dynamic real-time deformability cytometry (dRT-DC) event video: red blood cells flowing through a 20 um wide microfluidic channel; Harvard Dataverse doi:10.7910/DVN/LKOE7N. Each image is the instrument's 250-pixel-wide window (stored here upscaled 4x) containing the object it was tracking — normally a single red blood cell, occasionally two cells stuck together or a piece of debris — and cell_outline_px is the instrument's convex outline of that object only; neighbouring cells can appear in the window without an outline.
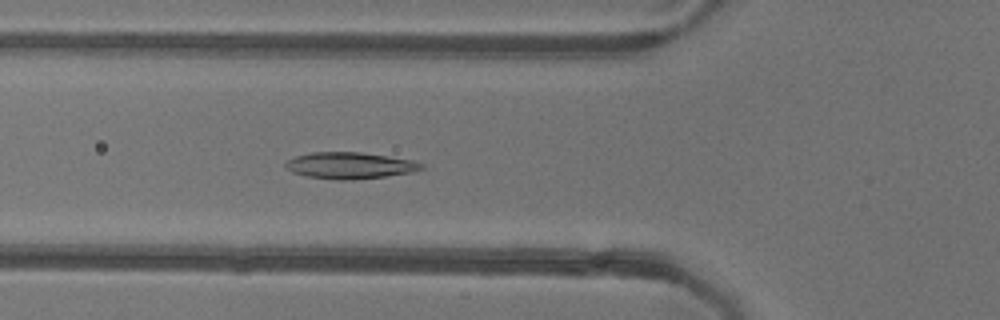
{"species": "common noctule bat (a hibernating species)", "species_latin": "Nyctalus noctula", "temperature_condition": "warm", "stored_images_in_passage": 53, "camera_frame_rate_fps": 3000, "um_per_image_px": 0.085, "animal": {"sex": "female"}, "frame": {"image": 1, "passage_image": 18, "time_ms": 5.667, "image_size_px": [1000, 320], "cell_outline_px": [[424, 168], [412, 172], [384, 176], [348, 180], [336, 180], [308, 176], [292, 172], [284, 164], [288, 160], [296, 156], [312, 152], [360, 152], [388, 156], [412, 160], [424, 164]], "centroid_in_image_um": [29.75, 14.06], "position_along_channel_um": 96.1, "area_um2": 20.75}}
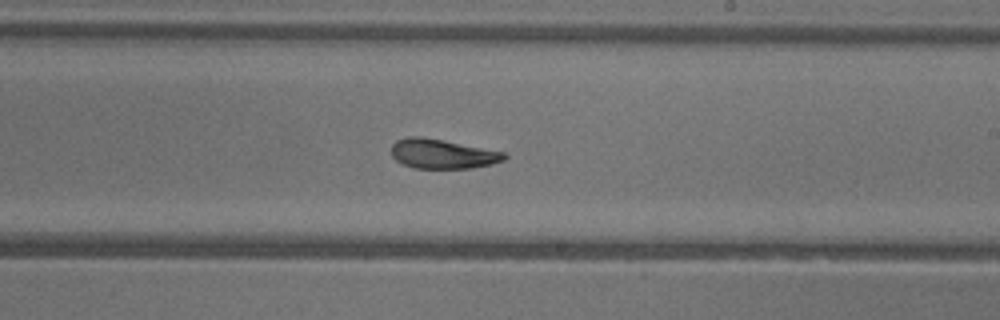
{"frame": {"image": 2, "passage_image": 30, "time_ms": 9.667, "image_size_px": [1000, 320], "cell_outline_px": [[508, 156], [504, 160], [492, 164], [472, 168], [412, 168], [396, 160], [392, 156], [392, 144], [396, 140], [408, 136], [420, 136], [444, 140], [504, 152]], "centroid_in_image_um": [37.6, 13.07], "position_along_channel_um": 251.4, "area_um2": 19.42}}
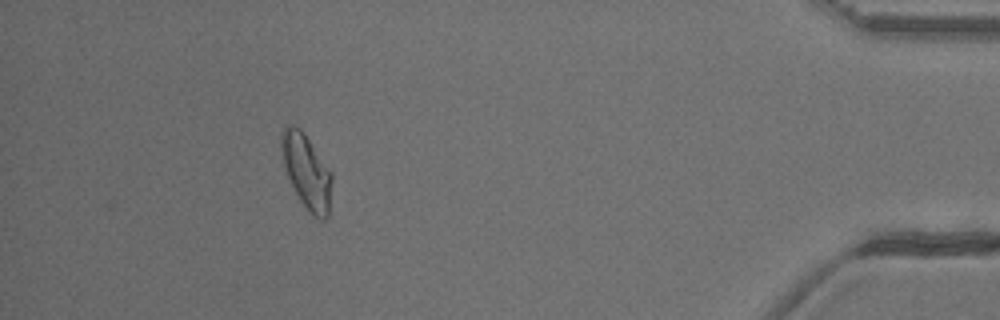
{"frame": {"image": 3, "passage_image": 47, "time_ms": 15.333, "image_size_px": [1000, 320], "cell_outline_px": [[332, 180], [328, 216], [324, 220], [320, 220], [312, 216], [308, 212], [300, 200], [288, 176], [284, 164], [280, 148], [280, 132], [288, 124], [292, 124], [300, 128], [332, 172]], "centroid_in_image_um": [26.06, 14.57], "position_along_channel_um": 409.1, "area_um2": 21.85}, "authors_computed_cell_mechanics": {"area_um2": 20.7502, "velocity_mm_per_s": 3.8755, "shape_relaxation_time_tau1_ms": 4.9857, "shape_relaxation_time_tau2_ms": 2.2929, "deformation_change_tau1": 0.1522, "deformation_change_tau2": 0.0715}}